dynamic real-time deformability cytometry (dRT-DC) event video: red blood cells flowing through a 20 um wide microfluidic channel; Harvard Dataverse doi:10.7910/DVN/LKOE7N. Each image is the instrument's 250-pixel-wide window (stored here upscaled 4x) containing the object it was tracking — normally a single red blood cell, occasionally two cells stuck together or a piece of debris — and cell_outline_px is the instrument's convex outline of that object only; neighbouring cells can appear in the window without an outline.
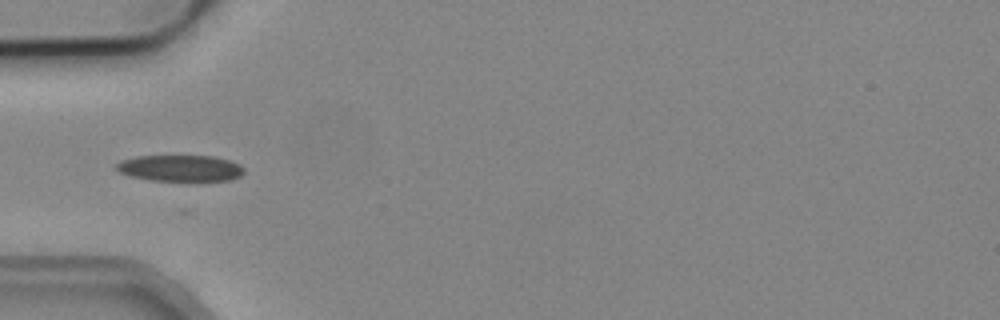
{"species": "common noctule bat (a hibernating species)", "species_latin": "Nyctalus noctula", "temperature_condition": "cold", "stored_images_in_passage": 3, "camera_frame_rate_fps": 3000, "um_per_image_px": 0.085, "animal": {"sex": "male", "body_mass_g": 19.2, "forearm_length_mm": 51.8}, "frame": {"image": 1, "passage_image": 3, "time_ms": 0.667, "image_size_px": [1000, 320], "cell_outline_px": [[244, 172], [240, 176], [228, 180], [152, 180], [132, 176], [120, 172], [116, 168], [116, 164], [120, 160], [136, 156], [212, 156], [228, 160], [240, 164], [244, 168]], "centroid_in_image_um": [15.32, 14.28], "position_along_channel_um": 69.7, "area_um2": 19.31}}